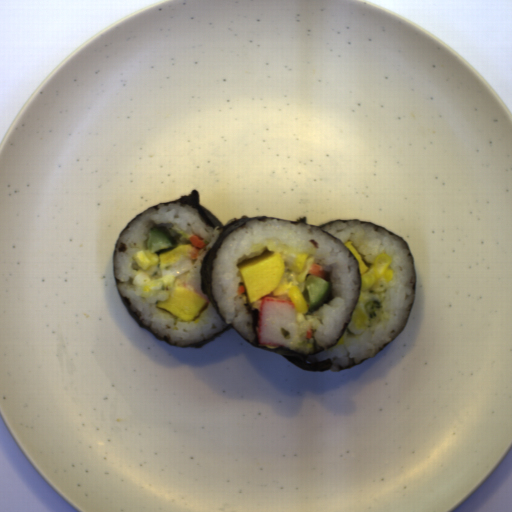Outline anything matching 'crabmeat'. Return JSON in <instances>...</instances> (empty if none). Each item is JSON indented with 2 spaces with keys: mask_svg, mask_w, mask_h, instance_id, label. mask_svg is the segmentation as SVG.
<instances>
[{
  "mask_svg": "<svg viewBox=\"0 0 512 512\" xmlns=\"http://www.w3.org/2000/svg\"><path fill=\"white\" fill-rule=\"evenodd\" d=\"M255 328L259 345L285 347L290 351L299 349L301 332L290 300L272 297L261 300Z\"/></svg>",
  "mask_w": 512,
  "mask_h": 512,
  "instance_id": "crabmeat-1",
  "label": "crabmeat"
}]
</instances>
